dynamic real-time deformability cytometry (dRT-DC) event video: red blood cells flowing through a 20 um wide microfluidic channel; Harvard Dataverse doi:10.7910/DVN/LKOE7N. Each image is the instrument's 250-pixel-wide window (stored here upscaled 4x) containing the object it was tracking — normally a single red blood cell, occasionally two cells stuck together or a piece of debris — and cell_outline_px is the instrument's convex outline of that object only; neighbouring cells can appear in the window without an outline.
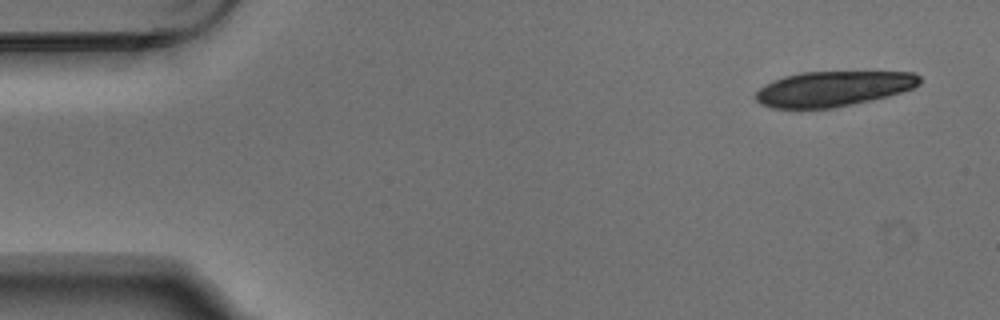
{"species": "Egyptian fruit bat (a non-hibernating species)", "species_latin": "Rousettus aegyptiacus", "temperature_condition": "warm", "stored_images_in_passage": 6, "camera_frame_rate_fps": 3000, "um_per_image_px": 0.085, "animal": {"sex": "male"}, "frame": {"image": 1, "passage_image": 1, "time_ms": 0.0, "image_size_px": [1000, 320], "cell_outline_px": [[920, 84], [912, 88], [888, 96], [852, 104], [832, 108], [772, 108], [760, 104], [756, 100], [756, 92], [764, 84], [772, 80], [784, 76], [800, 72], [916, 72], [920, 76]], "centroid_in_image_um": [70.8, 7.53], "position_along_channel_um": 14.2, "area_um2": 33.58}}
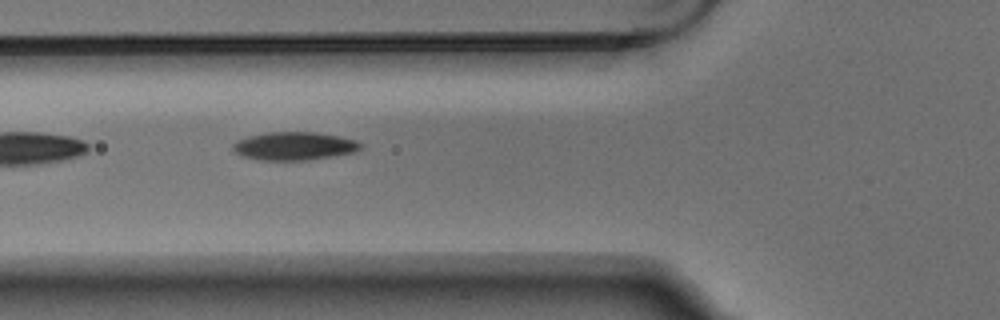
{"frame": {"image": 2, "passage_image": 5, "time_ms": 1.333, "image_size_px": [1000, 320], "cell_outline_px": [[364, 148], [356, 152], [308, 160], [260, 160], [240, 156], [232, 152], [232, 144], [236, 140], [248, 136], [268, 132], [316, 132], [340, 136], [356, 140], [364, 144]], "centroid_in_image_um": [25.01, 12.41], "position_along_channel_um": 100.8, "area_um2": 21.39}}